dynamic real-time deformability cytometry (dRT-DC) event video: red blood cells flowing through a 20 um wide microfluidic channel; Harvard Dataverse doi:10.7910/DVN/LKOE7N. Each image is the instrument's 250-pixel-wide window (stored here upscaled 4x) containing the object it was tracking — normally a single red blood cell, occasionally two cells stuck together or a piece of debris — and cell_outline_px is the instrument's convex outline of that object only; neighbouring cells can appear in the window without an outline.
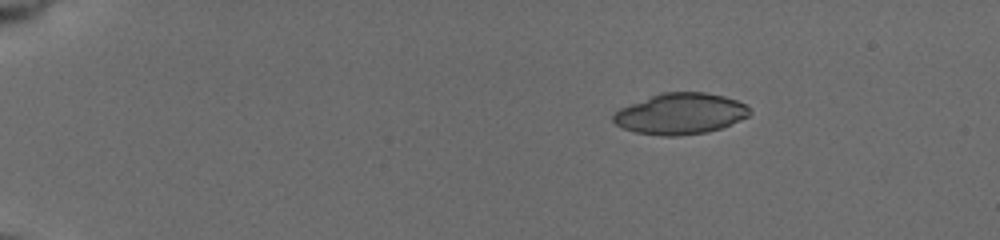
{"species": "common noctule bat (a hibernating species)", "species_latin": "Nyctalus noctula", "temperature_condition": "cold", "stored_images_in_passage": 47, "camera_frame_rate_fps": 3000, "um_per_image_px": 0.085, "animal": {"sex": "female", "body_mass_g": 19.5, "forearm_length_mm": 54.1}, "frame": {"image": 1, "passage_image": 1, "time_ms": 0.0, "image_size_px": [1000, 240], "cell_outline_px": [[752, 112], [748, 116], [720, 128], [708, 132], [676, 136], [660, 136], [636, 132], [624, 128], [616, 124], [612, 120], [612, 116], [620, 108], [652, 96], [664, 92], [704, 92], [724, 96], [736, 100], [744, 104]], "centroid_in_image_um": [57.83, 9.67], "position_along_channel_um": 27.2, "area_um2": 32.25}}